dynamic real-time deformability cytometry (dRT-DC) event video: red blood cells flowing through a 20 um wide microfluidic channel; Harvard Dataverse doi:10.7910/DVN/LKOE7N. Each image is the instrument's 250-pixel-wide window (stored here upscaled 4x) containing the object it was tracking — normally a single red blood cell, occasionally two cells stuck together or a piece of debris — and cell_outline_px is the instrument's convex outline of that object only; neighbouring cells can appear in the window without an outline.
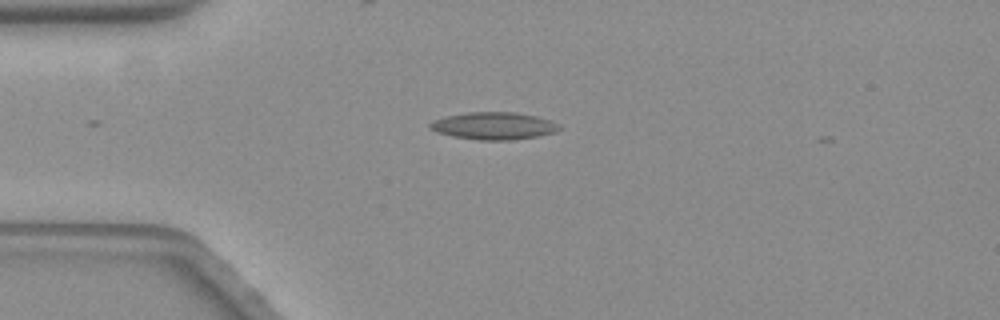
{"species": "common noctule bat (a hibernating species)", "species_latin": "Nyctalus noctula", "temperature_condition": "warm", "stored_images_in_passage": 41, "camera_frame_rate_fps": 3000, "um_per_image_px": 0.085, "animal": {"sex": "female", "body_mass_g": 19.3, "forearm_length_mm": 54.1}, "frame": {"image": 1, "passage_image": 1, "time_ms": 0.0, "image_size_px": [1000, 320], "cell_outline_px": [[560, 128], [552, 132], [536, 136], [512, 140], [480, 140], [456, 136], [436, 132], [428, 128], [428, 124], [432, 120], [448, 116], [468, 112], [516, 112], [536, 116], [560, 124]], "centroid_in_image_um": [41.93, 10.69], "position_along_channel_um": 43.1, "area_um2": 20.35}}
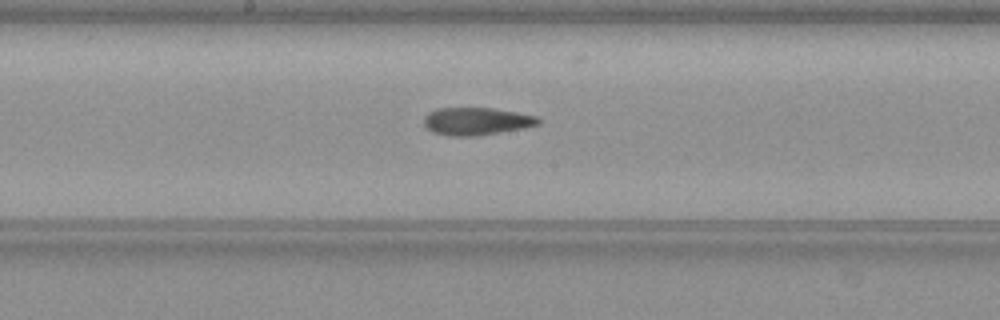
{"frame": {"image": 2, "passage_image": 17, "time_ms": 5.333, "image_size_px": [1000, 320], "cell_outline_px": [[540, 124], [524, 128], [476, 136], [448, 136], [432, 132], [424, 124], [424, 116], [428, 112], [436, 108], [492, 108], [516, 112], [536, 116], [540, 120]], "centroid_in_image_um": [40.47, 10.31], "position_along_channel_um": 207.7, "area_um2": 18.44}}
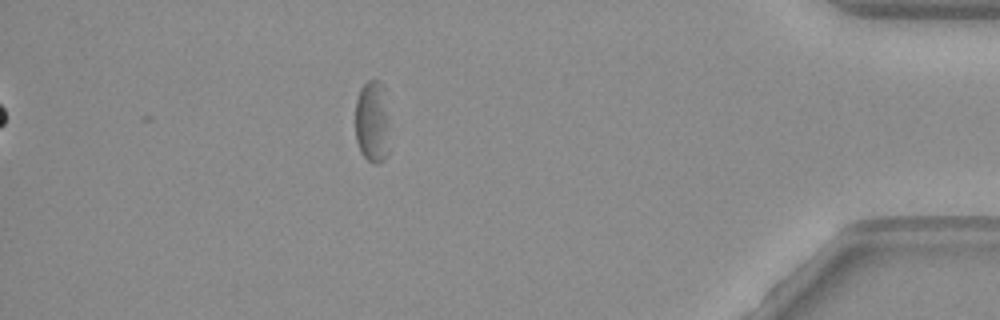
{"frame": {"image": 3, "passage_image": 38, "time_ms": 12.333, "image_size_px": [1000, 320], "cell_outline_px": [[388, 156], [384, 160], [376, 164], [372, 164], [360, 152], [356, 140], [356, 100], [360, 88], [368, 80], [380, 80], [384, 84], [388, 116]], "centroid_in_image_um": [31.66, 10.34], "position_along_channel_um": 403.5, "area_um2": 16.82}, "authors_computed_cell_mechanics": {"area_um2": 19.0162, "velocity_mm_per_s": 3.4825, "shape_relaxation_time_tau1_ms": null, "shape_relaxation_time_tau2_ms": 3.1893, "deformation_change_tau1": null, "deformation_change_tau2": 0.1063}}